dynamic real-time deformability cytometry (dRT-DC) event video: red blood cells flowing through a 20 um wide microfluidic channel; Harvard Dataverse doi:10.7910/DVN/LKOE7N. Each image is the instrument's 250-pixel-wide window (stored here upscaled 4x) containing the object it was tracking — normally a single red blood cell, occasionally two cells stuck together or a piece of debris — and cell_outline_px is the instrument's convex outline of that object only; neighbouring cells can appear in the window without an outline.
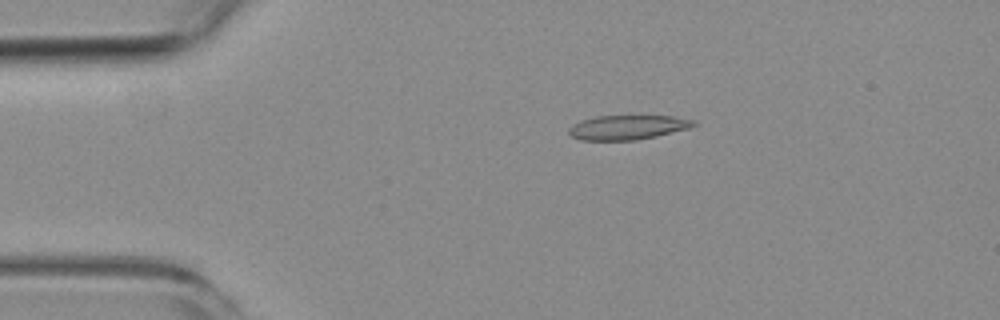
{"species": "common noctule bat (a hibernating species)", "species_latin": "Nyctalus noctula", "temperature_condition": "room temperature", "stored_images_in_passage": 8, "camera_frame_rate_fps": 3000, "um_per_image_px": 0.085, "animal": {"sex": "female", "body_mass_g": 19.3, "forearm_length_mm": 54.1}, "frame": {"image": 1, "passage_image": 3, "time_ms": 2.333, "image_size_px": [1000, 320], "cell_outline_px": [[696, 124], [688, 128], [656, 136], [636, 140], [580, 140], [572, 136], [568, 132], [568, 128], [572, 124], [580, 120], [596, 116], [672, 116], [696, 120]], "centroid_in_image_um": [53.31, 10.82], "position_along_channel_um": 31.7, "area_um2": 17.74}}
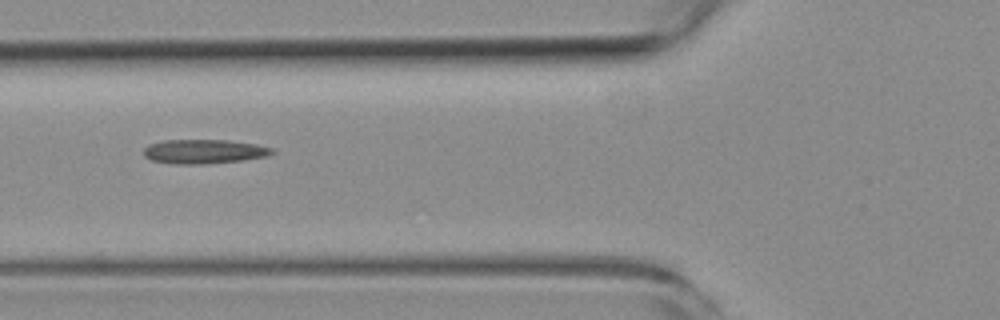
{"frame": {"image": 2, "passage_image": 6, "time_ms": 5.667, "image_size_px": [1000, 320], "cell_outline_px": [[276, 152], [268, 156], [244, 160], [208, 164], [176, 164], [152, 160], [144, 156], [144, 148], [148, 144], [164, 140], [228, 140], [256, 144], [272, 148]], "centroid_in_image_um": [17.36, 12.88], "position_along_channel_um": 108.4, "area_um2": 18.26}}
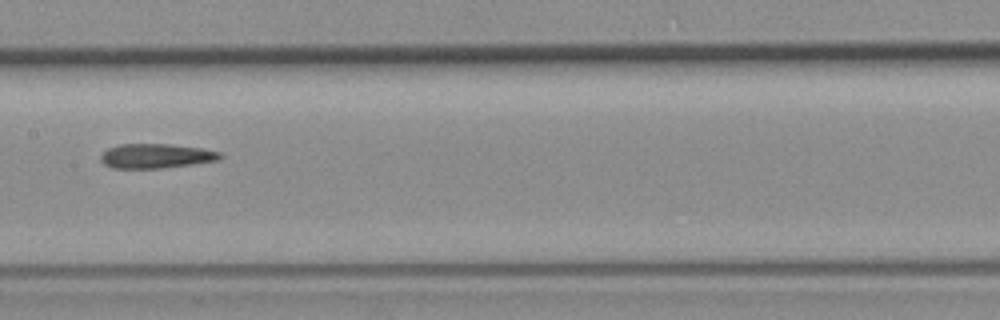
{"frame": {"image": 3, "passage_image": 8, "time_ms": 8.0, "image_size_px": [1000, 320], "cell_outline_px": [[224, 156], [220, 160], [160, 168], [112, 168], [104, 164], [100, 160], [100, 156], [108, 148], [120, 144], [168, 144], [200, 148], [220, 152]], "centroid_in_image_um": [13.25, 13.26], "position_along_channel_um": 194.1, "area_um2": 16.94}}